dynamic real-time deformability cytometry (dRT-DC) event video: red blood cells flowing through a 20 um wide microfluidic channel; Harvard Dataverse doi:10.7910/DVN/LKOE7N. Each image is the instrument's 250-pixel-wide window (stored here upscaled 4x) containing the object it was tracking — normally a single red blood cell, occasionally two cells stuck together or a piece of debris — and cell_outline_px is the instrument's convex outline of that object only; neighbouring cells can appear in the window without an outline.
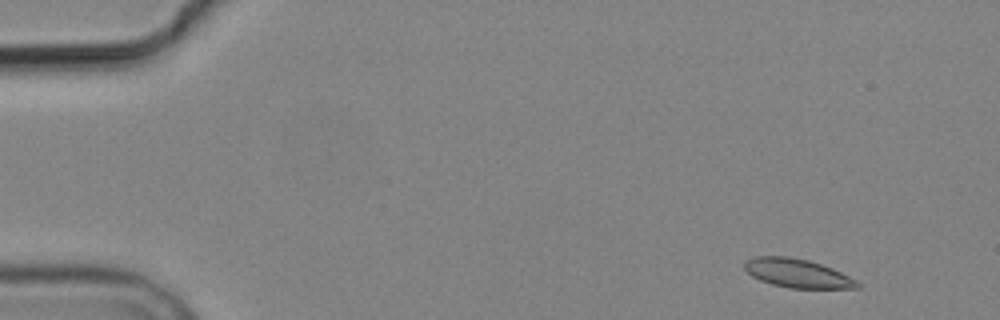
{"species": "common noctule bat (a hibernating species)", "species_latin": "Nyctalus noctula", "temperature_condition": "cold", "stored_images_in_passage": 4, "camera_frame_rate_fps": 3000, "um_per_image_px": 0.085, "animal": {"sex": "male", "body_mass_g": 19.2, "forearm_length_mm": 51.8}, "frame": {"image": 1, "passage_image": 1, "time_ms": 0.0, "image_size_px": [1000, 320], "cell_outline_px": [[860, 288], [788, 288], [772, 284], [760, 280], [752, 276], [744, 268], [744, 260], [756, 256], [788, 256], [808, 260], [832, 268], [856, 280], [860, 284]], "centroid_in_image_um": [67.75, 23.22], "position_along_channel_um": 17.3, "area_um2": 18.84}}
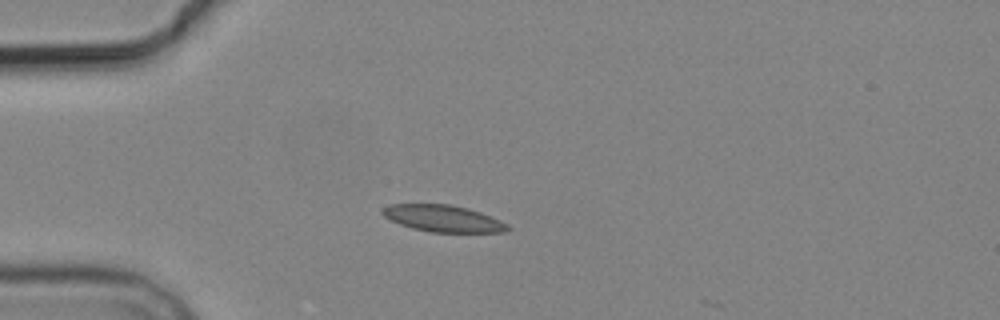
{"frame": {"image": 2, "passage_image": 3, "time_ms": 3.333, "image_size_px": [1000, 320], "cell_outline_px": [[512, 228], [504, 232], [432, 232], [412, 228], [400, 224], [384, 216], [380, 212], [388, 204], [448, 204], [468, 208], [480, 212], [500, 220], [508, 224]], "centroid_in_image_um": [37.68, 18.57], "position_along_channel_um": 47.3, "area_um2": 19.42}}